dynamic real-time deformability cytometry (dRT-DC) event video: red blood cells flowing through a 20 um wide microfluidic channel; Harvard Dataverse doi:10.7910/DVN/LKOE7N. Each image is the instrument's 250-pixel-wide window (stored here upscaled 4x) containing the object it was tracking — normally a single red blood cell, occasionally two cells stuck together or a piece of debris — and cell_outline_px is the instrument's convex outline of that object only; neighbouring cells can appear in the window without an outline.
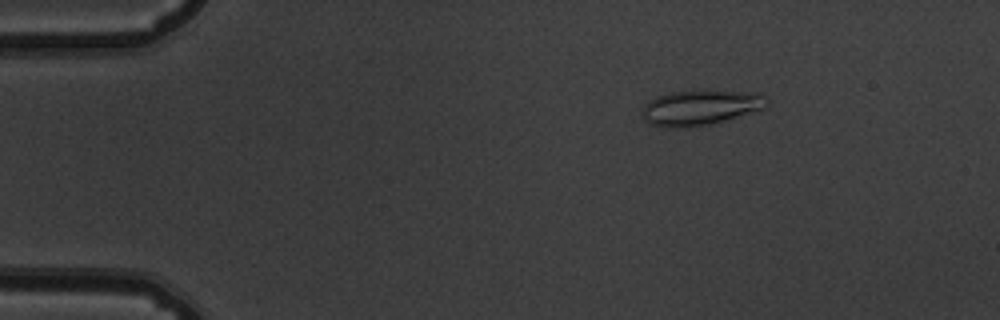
{"species": "common noctule bat (a hibernating species)", "species_latin": "Nyctalus noctula", "temperature_condition": "warm", "stored_images_in_passage": 49, "camera_frame_rate_fps": 3000, "um_per_image_px": 0.085, "animal": {"sex": "male", "body_mass_g": 19.5, "forearm_length_mm": 54.6}, "frame": {"image": 1, "passage_image": 5, "time_ms": 1.333, "image_size_px": [1000, 320], "cell_outline_px": [[768, 108], [724, 120], [708, 124], [684, 128], [668, 128], [648, 124], [644, 120], [640, 112], [644, 104], [648, 100], [656, 96], [668, 92], [736, 92], [764, 96], [768, 100]], "centroid_in_image_um": [59.43, 9.18], "position_along_channel_um": 25.6, "area_um2": 25.14}}
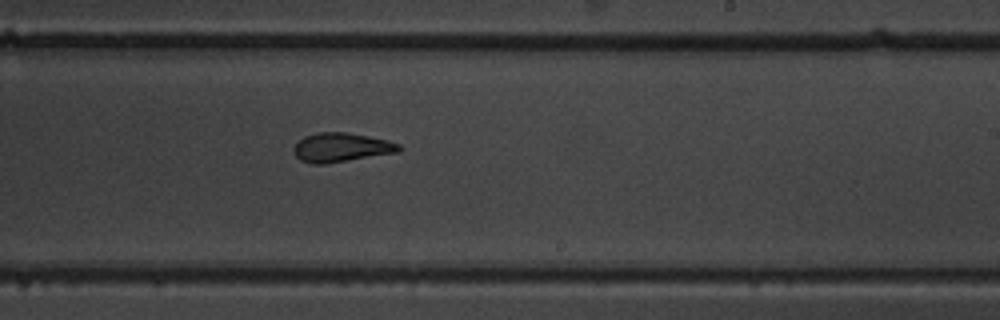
{"frame": {"image": 2, "passage_image": 29, "time_ms": 9.333, "image_size_px": [1000, 320], "cell_outline_px": [[404, 148], [400, 152], [324, 164], [312, 164], [300, 160], [296, 156], [292, 148], [304, 136], [316, 132], [348, 132], [388, 140], [400, 144]], "centroid_in_image_um": [29.03, 12.53], "position_along_channel_um": 260.0, "area_um2": 18.03}}
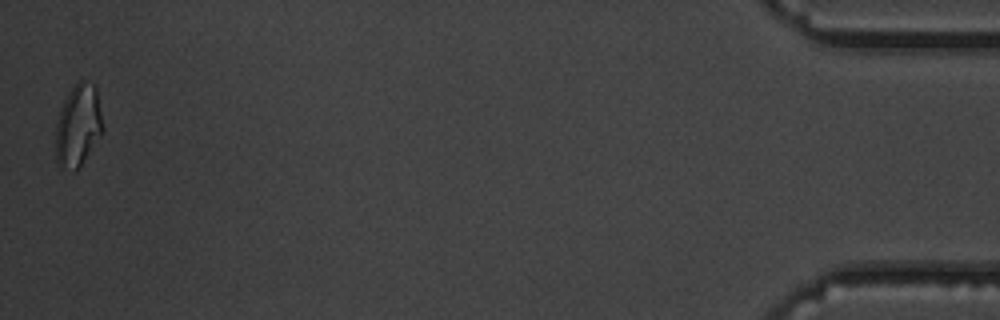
{"frame": {"image": 3, "passage_image": 49, "time_ms": 16.0, "image_size_px": [1000, 320], "cell_outline_px": [[104, 128], [100, 136], [80, 164], [76, 168], [64, 164], [56, 160], [56, 124], [64, 100], [68, 92], [80, 80], [84, 80], [96, 84]], "centroid_in_image_um": [6.68, 10.54], "position_along_channel_um": 428.5, "area_um2": 21.79}, "authors_computed_cell_mechanics": {"area_um2": 18.9006, "velocity_mm_per_s": 3.8655, "shape_relaxation_time_tau1_ms": null, "shape_relaxation_time_tau2_ms": 2.662, "deformation_change_tau1": null, "deformation_change_tau2": 0.1102}}